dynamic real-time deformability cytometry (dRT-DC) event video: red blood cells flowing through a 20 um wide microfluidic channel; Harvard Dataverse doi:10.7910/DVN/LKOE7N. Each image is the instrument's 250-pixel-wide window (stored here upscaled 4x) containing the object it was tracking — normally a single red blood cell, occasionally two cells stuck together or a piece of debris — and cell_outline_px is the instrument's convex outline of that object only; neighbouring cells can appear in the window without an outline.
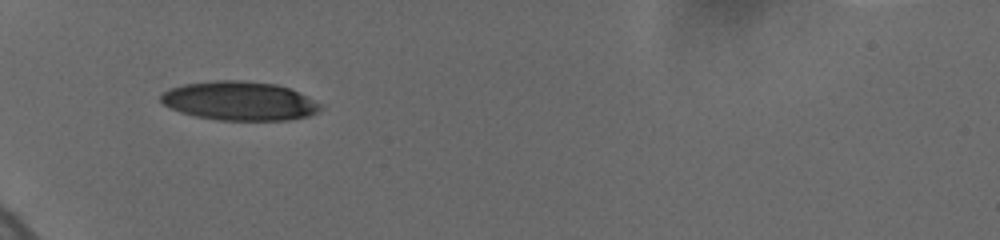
{"species": "human", "species_latin": "Homo sapiens", "temperature_condition": "cold", "stored_images_in_passage": 2, "camera_frame_rate_fps": 3000, "um_per_image_px": 0.085, "donor": {"sex": "female"}, "frame": {"image": 1, "passage_image": 1, "time_ms": 0.0, "image_size_px": [1000, 240], "cell_outline_px": [[324, 108], [320, 112], [308, 116], [288, 120], [220, 120], [196, 116], [180, 112], [164, 104], [160, 100], [160, 96], [168, 88], [184, 84], [212, 80], [240, 80], [276, 84], [288, 88], [308, 96], [324, 104]], "centroid_in_image_um": [20.41, 8.58], "position_along_channel_um": 64.6, "area_um2": 36.47}}